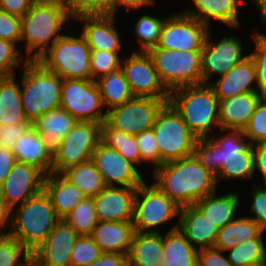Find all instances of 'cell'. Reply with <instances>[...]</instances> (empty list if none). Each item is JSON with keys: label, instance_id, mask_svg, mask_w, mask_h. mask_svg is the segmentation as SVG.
<instances>
[{"label": "cell", "instance_id": "6da1fadb", "mask_svg": "<svg viewBox=\"0 0 266 266\" xmlns=\"http://www.w3.org/2000/svg\"><path fill=\"white\" fill-rule=\"evenodd\" d=\"M219 137L198 138L193 155L212 174L217 184L223 179L253 178L254 154L250 140L243 130H219Z\"/></svg>", "mask_w": 266, "mask_h": 266}, {"label": "cell", "instance_id": "7a4b0ae2", "mask_svg": "<svg viewBox=\"0 0 266 266\" xmlns=\"http://www.w3.org/2000/svg\"><path fill=\"white\" fill-rule=\"evenodd\" d=\"M154 183L179 207L195 205L216 191V177L192 155L163 163L153 172Z\"/></svg>", "mask_w": 266, "mask_h": 266}, {"label": "cell", "instance_id": "3957f363", "mask_svg": "<svg viewBox=\"0 0 266 266\" xmlns=\"http://www.w3.org/2000/svg\"><path fill=\"white\" fill-rule=\"evenodd\" d=\"M69 19L73 18L64 0H35L21 17L20 42H25L26 59L38 60L63 37L61 30Z\"/></svg>", "mask_w": 266, "mask_h": 266}, {"label": "cell", "instance_id": "277c9868", "mask_svg": "<svg viewBox=\"0 0 266 266\" xmlns=\"http://www.w3.org/2000/svg\"><path fill=\"white\" fill-rule=\"evenodd\" d=\"M168 102L198 138L210 137L213 128L220 130L219 99L209 84L176 88Z\"/></svg>", "mask_w": 266, "mask_h": 266}, {"label": "cell", "instance_id": "5b68a950", "mask_svg": "<svg viewBox=\"0 0 266 266\" xmlns=\"http://www.w3.org/2000/svg\"><path fill=\"white\" fill-rule=\"evenodd\" d=\"M59 221L49 196L42 190L11 210L8 234L32 253Z\"/></svg>", "mask_w": 266, "mask_h": 266}, {"label": "cell", "instance_id": "8992f818", "mask_svg": "<svg viewBox=\"0 0 266 266\" xmlns=\"http://www.w3.org/2000/svg\"><path fill=\"white\" fill-rule=\"evenodd\" d=\"M22 67V107L28 121L34 122L60 107L63 78L47 70L38 60H28Z\"/></svg>", "mask_w": 266, "mask_h": 266}, {"label": "cell", "instance_id": "52a82bcc", "mask_svg": "<svg viewBox=\"0 0 266 266\" xmlns=\"http://www.w3.org/2000/svg\"><path fill=\"white\" fill-rule=\"evenodd\" d=\"M152 130L159 149V166L193 155L198 137L169 102L159 112Z\"/></svg>", "mask_w": 266, "mask_h": 266}, {"label": "cell", "instance_id": "ba28073f", "mask_svg": "<svg viewBox=\"0 0 266 266\" xmlns=\"http://www.w3.org/2000/svg\"><path fill=\"white\" fill-rule=\"evenodd\" d=\"M90 47L85 37L64 35L38 59L63 79H91Z\"/></svg>", "mask_w": 266, "mask_h": 266}, {"label": "cell", "instance_id": "9c48e42d", "mask_svg": "<svg viewBox=\"0 0 266 266\" xmlns=\"http://www.w3.org/2000/svg\"><path fill=\"white\" fill-rule=\"evenodd\" d=\"M164 87L172 90L202 84L201 51H178L152 47L147 51Z\"/></svg>", "mask_w": 266, "mask_h": 266}, {"label": "cell", "instance_id": "30bf717a", "mask_svg": "<svg viewBox=\"0 0 266 266\" xmlns=\"http://www.w3.org/2000/svg\"><path fill=\"white\" fill-rule=\"evenodd\" d=\"M137 187L133 225L137 232H160L157 226L180 216V209L154 182ZM154 228V229H153ZM150 229V230H149Z\"/></svg>", "mask_w": 266, "mask_h": 266}, {"label": "cell", "instance_id": "8fae6325", "mask_svg": "<svg viewBox=\"0 0 266 266\" xmlns=\"http://www.w3.org/2000/svg\"><path fill=\"white\" fill-rule=\"evenodd\" d=\"M60 107L77 121L102 124L107 116L97 83L92 79H63Z\"/></svg>", "mask_w": 266, "mask_h": 266}, {"label": "cell", "instance_id": "7c38bea8", "mask_svg": "<svg viewBox=\"0 0 266 266\" xmlns=\"http://www.w3.org/2000/svg\"><path fill=\"white\" fill-rule=\"evenodd\" d=\"M101 125L96 122L78 121L63 138L58 152L53 157L52 173H62L71 166L91 160L101 142Z\"/></svg>", "mask_w": 266, "mask_h": 266}, {"label": "cell", "instance_id": "4fadbf2b", "mask_svg": "<svg viewBox=\"0 0 266 266\" xmlns=\"http://www.w3.org/2000/svg\"><path fill=\"white\" fill-rule=\"evenodd\" d=\"M169 99L134 97L107 111L105 122L112 128L130 135L152 129L161 109Z\"/></svg>", "mask_w": 266, "mask_h": 266}, {"label": "cell", "instance_id": "5bb4252c", "mask_svg": "<svg viewBox=\"0 0 266 266\" xmlns=\"http://www.w3.org/2000/svg\"><path fill=\"white\" fill-rule=\"evenodd\" d=\"M210 27L179 12L166 17L155 47L178 51H202Z\"/></svg>", "mask_w": 266, "mask_h": 266}, {"label": "cell", "instance_id": "9a60e30c", "mask_svg": "<svg viewBox=\"0 0 266 266\" xmlns=\"http://www.w3.org/2000/svg\"><path fill=\"white\" fill-rule=\"evenodd\" d=\"M121 70L135 97L169 99L170 92L161 83L147 51H133L122 59Z\"/></svg>", "mask_w": 266, "mask_h": 266}, {"label": "cell", "instance_id": "2e32d148", "mask_svg": "<svg viewBox=\"0 0 266 266\" xmlns=\"http://www.w3.org/2000/svg\"><path fill=\"white\" fill-rule=\"evenodd\" d=\"M210 32L209 30L201 51L202 84H210L215 74L218 78L223 76L249 55L242 56L243 46L237 36H223L214 43Z\"/></svg>", "mask_w": 266, "mask_h": 266}, {"label": "cell", "instance_id": "e0dca14e", "mask_svg": "<svg viewBox=\"0 0 266 266\" xmlns=\"http://www.w3.org/2000/svg\"><path fill=\"white\" fill-rule=\"evenodd\" d=\"M91 161L101 173L106 186L138 187L144 182L135 164L102 142L93 152Z\"/></svg>", "mask_w": 266, "mask_h": 266}, {"label": "cell", "instance_id": "ac0fdd59", "mask_svg": "<svg viewBox=\"0 0 266 266\" xmlns=\"http://www.w3.org/2000/svg\"><path fill=\"white\" fill-rule=\"evenodd\" d=\"M44 178L35 166L16 162L0 186V198L12 210L42 191Z\"/></svg>", "mask_w": 266, "mask_h": 266}, {"label": "cell", "instance_id": "d6986e66", "mask_svg": "<svg viewBox=\"0 0 266 266\" xmlns=\"http://www.w3.org/2000/svg\"><path fill=\"white\" fill-rule=\"evenodd\" d=\"M79 234L63 219L31 253L32 266H71V252Z\"/></svg>", "mask_w": 266, "mask_h": 266}, {"label": "cell", "instance_id": "ffe728a7", "mask_svg": "<svg viewBox=\"0 0 266 266\" xmlns=\"http://www.w3.org/2000/svg\"><path fill=\"white\" fill-rule=\"evenodd\" d=\"M137 187L106 186L93 197L98 221L133 222Z\"/></svg>", "mask_w": 266, "mask_h": 266}, {"label": "cell", "instance_id": "44dd1931", "mask_svg": "<svg viewBox=\"0 0 266 266\" xmlns=\"http://www.w3.org/2000/svg\"><path fill=\"white\" fill-rule=\"evenodd\" d=\"M114 15H81L74 20L83 22L81 34L91 50L120 52L122 43L115 26Z\"/></svg>", "mask_w": 266, "mask_h": 266}, {"label": "cell", "instance_id": "7402d4cb", "mask_svg": "<svg viewBox=\"0 0 266 266\" xmlns=\"http://www.w3.org/2000/svg\"><path fill=\"white\" fill-rule=\"evenodd\" d=\"M209 85L220 100H225L238 94L257 92L256 70L250 55L236 64L226 74Z\"/></svg>", "mask_w": 266, "mask_h": 266}, {"label": "cell", "instance_id": "603a6c76", "mask_svg": "<svg viewBox=\"0 0 266 266\" xmlns=\"http://www.w3.org/2000/svg\"><path fill=\"white\" fill-rule=\"evenodd\" d=\"M178 229L198 250L214 247L218 228L195 205L180 209Z\"/></svg>", "mask_w": 266, "mask_h": 266}, {"label": "cell", "instance_id": "cb8c5ba5", "mask_svg": "<svg viewBox=\"0 0 266 266\" xmlns=\"http://www.w3.org/2000/svg\"><path fill=\"white\" fill-rule=\"evenodd\" d=\"M262 98L263 96L258 92H249L220 100V129L243 130L248 125L257 104Z\"/></svg>", "mask_w": 266, "mask_h": 266}, {"label": "cell", "instance_id": "d4e9b609", "mask_svg": "<svg viewBox=\"0 0 266 266\" xmlns=\"http://www.w3.org/2000/svg\"><path fill=\"white\" fill-rule=\"evenodd\" d=\"M77 122L67 110L59 107L38 117L32 126L42 136L48 152L54 157L63 138Z\"/></svg>", "mask_w": 266, "mask_h": 266}, {"label": "cell", "instance_id": "484cf974", "mask_svg": "<svg viewBox=\"0 0 266 266\" xmlns=\"http://www.w3.org/2000/svg\"><path fill=\"white\" fill-rule=\"evenodd\" d=\"M134 233L133 222L99 221L89 236L102 252L128 254Z\"/></svg>", "mask_w": 266, "mask_h": 266}, {"label": "cell", "instance_id": "4316f807", "mask_svg": "<svg viewBox=\"0 0 266 266\" xmlns=\"http://www.w3.org/2000/svg\"><path fill=\"white\" fill-rule=\"evenodd\" d=\"M12 151L16 162L33 165L45 175L52 173L53 156L33 126L15 141Z\"/></svg>", "mask_w": 266, "mask_h": 266}, {"label": "cell", "instance_id": "83f0119b", "mask_svg": "<svg viewBox=\"0 0 266 266\" xmlns=\"http://www.w3.org/2000/svg\"><path fill=\"white\" fill-rule=\"evenodd\" d=\"M196 10L185 9L183 13L195 18L210 27V19L226 24V26L239 28L238 18L240 4L245 0H192Z\"/></svg>", "mask_w": 266, "mask_h": 266}, {"label": "cell", "instance_id": "f1b7e54d", "mask_svg": "<svg viewBox=\"0 0 266 266\" xmlns=\"http://www.w3.org/2000/svg\"><path fill=\"white\" fill-rule=\"evenodd\" d=\"M43 190L49 196L56 215L64 219L86 197L82 191L61 173L45 175Z\"/></svg>", "mask_w": 266, "mask_h": 266}, {"label": "cell", "instance_id": "f546056e", "mask_svg": "<svg viewBox=\"0 0 266 266\" xmlns=\"http://www.w3.org/2000/svg\"><path fill=\"white\" fill-rule=\"evenodd\" d=\"M163 236L160 232L135 231L130 251L128 266H163Z\"/></svg>", "mask_w": 266, "mask_h": 266}, {"label": "cell", "instance_id": "4dcf8cb0", "mask_svg": "<svg viewBox=\"0 0 266 266\" xmlns=\"http://www.w3.org/2000/svg\"><path fill=\"white\" fill-rule=\"evenodd\" d=\"M179 223L172 225L163 236V266H197L198 248H195L178 229Z\"/></svg>", "mask_w": 266, "mask_h": 266}, {"label": "cell", "instance_id": "1f68e13d", "mask_svg": "<svg viewBox=\"0 0 266 266\" xmlns=\"http://www.w3.org/2000/svg\"><path fill=\"white\" fill-rule=\"evenodd\" d=\"M216 191L200 199L195 206L213 223L218 229L236 218L240 199L237 193L228 192L227 195L217 196Z\"/></svg>", "mask_w": 266, "mask_h": 266}, {"label": "cell", "instance_id": "d6a6232c", "mask_svg": "<svg viewBox=\"0 0 266 266\" xmlns=\"http://www.w3.org/2000/svg\"><path fill=\"white\" fill-rule=\"evenodd\" d=\"M30 122L25 116L15 75L0 76V125Z\"/></svg>", "mask_w": 266, "mask_h": 266}, {"label": "cell", "instance_id": "836d02e7", "mask_svg": "<svg viewBox=\"0 0 266 266\" xmlns=\"http://www.w3.org/2000/svg\"><path fill=\"white\" fill-rule=\"evenodd\" d=\"M106 111L132 100L133 95L129 83L122 70L103 75L95 80Z\"/></svg>", "mask_w": 266, "mask_h": 266}, {"label": "cell", "instance_id": "e575fe53", "mask_svg": "<svg viewBox=\"0 0 266 266\" xmlns=\"http://www.w3.org/2000/svg\"><path fill=\"white\" fill-rule=\"evenodd\" d=\"M61 174L86 197H94L106 187L101 173L91 160L71 166Z\"/></svg>", "mask_w": 266, "mask_h": 266}, {"label": "cell", "instance_id": "d590c367", "mask_svg": "<svg viewBox=\"0 0 266 266\" xmlns=\"http://www.w3.org/2000/svg\"><path fill=\"white\" fill-rule=\"evenodd\" d=\"M101 142L111 149L118 150L120 155L136 166L141 164L136 136L116 130L104 121L101 125Z\"/></svg>", "mask_w": 266, "mask_h": 266}, {"label": "cell", "instance_id": "8d00e7d4", "mask_svg": "<svg viewBox=\"0 0 266 266\" xmlns=\"http://www.w3.org/2000/svg\"><path fill=\"white\" fill-rule=\"evenodd\" d=\"M263 233L225 251L229 252L227 258L232 266H259L266 263Z\"/></svg>", "mask_w": 266, "mask_h": 266}, {"label": "cell", "instance_id": "74e56055", "mask_svg": "<svg viewBox=\"0 0 266 266\" xmlns=\"http://www.w3.org/2000/svg\"><path fill=\"white\" fill-rule=\"evenodd\" d=\"M63 220L79 235H90L99 222L93 197H84Z\"/></svg>", "mask_w": 266, "mask_h": 266}, {"label": "cell", "instance_id": "f35d334b", "mask_svg": "<svg viewBox=\"0 0 266 266\" xmlns=\"http://www.w3.org/2000/svg\"><path fill=\"white\" fill-rule=\"evenodd\" d=\"M31 257L18 240L9 234L0 235V266H32Z\"/></svg>", "mask_w": 266, "mask_h": 266}, {"label": "cell", "instance_id": "ab89813d", "mask_svg": "<svg viewBox=\"0 0 266 266\" xmlns=\"http://www.w3.org/2000/svg\"><path fill=\"white\" fill-rule=\"evenodd\" d=\"M165 19L166 17L159 19L150 15H143L138 19L134 32L141 51H148L157 45Z\"/></svg>", "mask_w": 266, "mask_h": 266}, {"label": "cell", "instance_id": "60d3db41", "mask_svg": "<svg viewBox=\"0 0 266 266\" xmlns=\"http://www.w3.org/2000/svg\"><path fill=\"white\" fill-rule=\"evenodd\" d=\"M119 53L120 52H111L106 50H91V79L97 80L103 75L120 70L122 58H120Z\"/></svg>", "mask_w": 266, "mask_h": 266}, {"label": "cell", "instance_id": "b9f144b4", "mask_svg": "<svg viewBox=\"0 0 266 266\" xmlns=\"http://www.w3.org/2000/svg\"><path fill=\"white\" fill-rule=\"evenodd\" d=\"M101 254L100 247L89 235H79L71 252V266H87Z\"/></svg>", "mask_w": 266, "mask_h": 266}, {"label": "cell", "instance_id": "7bdbcfd3", "mask_svg": "<svg viewBox=\"0 0 266 266\" xmlns=\"http://www.w3.org/2000/svg\"><path fill=\"white\" fill-rule=\"evenodd\" d=\"M252 38L255 42V50L249 55L255 65L257 92L266 97V35L256 31Z\"/></svg>", "mask_w": 266, "mask_h": 266}, {"label": "cell", "instance_id": "ee69618b", "mask_svg": "<svg viewBox=\"0 0 266 266\" xmlns=\"http://www.w3.org/2000/svg\"><path fill=\"white\" fill-rule=\"evenodd\" d=\"M72 18L81 15H113V0H64Z\"/></svg>", "mask_w": 266, "mask_h": 266}, {"label": "cell", "instance_id": "f6af8a7d", "mask_svg": "<svg viewBox=\"0 0 266 266\" xmlns=\"http://www.w3.org/2000/svg\"><path fill=\"white\" fill-rule=\"evenodd\" d=\"M243 131L252 144L266 141V97H263L257 104Z\"/></svg>", "mask_w": 266, "mask_h": 266}, {"label": "cell", "instance_id": "bcb514c9", "mask_svg": "<svg viewBox=\"0 0 266 266\" xmlns=\"http://www.w3.org/2000/svg\"><path fill=\"white\" fill-rule=\"evenodd\" d=\"M16 45L11 41L0 39V76L15 75V69L21 63H27L28 60L24 59ZM23 59L24 61H22Z\"/></svg>", "mask_w": 266, "mask_h": 266}, {"label": "cell", "instance_id": "7dc6e473", "mask_svg": "<svg viewBox=\"0 0 266 266\" xmlns=\"http://www.w3.org/2000/svg\"><path fill=\"white\" fill-rule=\"evenodd\" d=\"M262 232L260 226L250 217H236L231 221L232 248L246 240L257 238Z\"/></svg>", "mask_w": 266, "mask_h": 266}, {"label": "cell", "instance_id": "c3c4849f", "mask_svg": "<svg viewBox=\"0 0 266 266\" xmlns=\"http://www.w3.org/2000/svg\"><path fill=\"white\" fill-rule=\"evenodd\" d=\"M135 136L140 151L141 163L153 164V171H155L159 167V149L153 130H145Z\"/></svg>", "mask_w": 266, "mask_h": 266}, {"label": "cell", "instance_id": "681fc988", "mask_svg": "<svg viewBox=\"0 0 266 266\" xmlns=\"http://www.w3.org/2000/svg\"><path fill=\"white\" fill-rule=\"evenodd\" d=\"M0 39L19 43L21 39V17L0 9Z\"/></svg>", "mask_w": 266, "mask_h": 266}, {"label": "cell", "instance_id": "f907efd6", "mask_svg": "<svg viewBox=\"0 0 266 266\" xmlns=\"http://www.w3.org/2000/svg\"><path fill=\"white\" fill-rule=\"evenodd\" d=\"M262 185H252L253 191V201L251 204V213L255 214V217H251L262 229L266 230V184H264V188L261 187Z\"/></svg>", "mask_w": 266, "mask_h": 266}, {"label": "cell", "instance_id": "816d5d0a", "mask_svg": "<svg viewBox=\"0 0 266 266\" xmlns=\"http://www.w3.org/2000/svg\"><path fill=\"white\" fill-rule=\"evenodd\" d=\"M32 127V122L0 125V148L13 149L15 141Z\"/></svg>", "mask_w": 266, "mask_h": 266}, {"label": "cell", "instance_id": "f5cc1de1", "mask_svg": "<svg viewBox=\"0 0 266 266\" xmlns=\"http://www.w3.org/2000/svg\"><path fill=\"white\" fill-rule=\"evenodd\" d=\"M223 252L214 247L199 249L197 266H232Z\"/></svg>", "mask_w": 266, "mask_h": 266}, {"label": "cell", "instance_id": "db71d44e", "mask_svg": "<svg viewBox=\"0 0 266 266\" xmlns=\"http://www.w3.org/2000/svg\"><path fill=\"white\" fill-rule=\"evenodd\" d=\"M87 266H128V254L102 252L98 259Z\"/></svg>", "mask_w": 266, "mask_h": 266}, {"label": "cell", "instance_id": "11a10c76", "mask_svg": "<svg viewBox=\"0 0 266 266\" xmlns=\"http://www.w3.org/2000/svg\"><path fill=\"white\" fill-rule=\"evenodd\" d=\"M35 0H0V9L19 17H22Z\"/></svg>", "mask_w": 266, "mask_h": 266}, {"label": "cell", "instance_id": "9f6ffc18", "mask_svg": "<svg viewBox=\"0 0 266 266\" xmlns=\"http://www.w3.org/2000/svg\"><path fill=\"white\" fill-rule=\"evenodd\" d=\"M254 154V170H258L266 184V141L252 144Z\"/></svg>", "mask_w": 266, "mask_h": 266}, {"label": "cell", "instance_id": "6f0895ef", "mask_svg": "<svg viewBox=\"0 0 266 266\" xmlns=\"http://www.w3.org/2000/svg\"><path fill=\"white\" fill-rule=\"evenodd\" d=\"M16 163L14 153L11 149L0 148V186Z\"/></svg>", "mask_w": 266, "mask_h": 266}, {"label": "cell", "instance_id": "680465c9", "mask_svg": "<svg viewBox=\"0 0 266 266\" xmlns=\"http://www.w3.org/2000/svg\"><path fill=\"white\" fill-rule=\"evenodd\" d=\"M214 248L226 251L232 248L231 222L218 229L217 240Z\"/></svg>", "mask_w": 266, "mask_h": 266}, {"label": "cell", "instance_id": "91938a15", "mask_svg": "<svg viewBox=\"0 0 266 266\" xmlns=\"http://www.w3.org/2000/svg\"><path fill=\"white\" fill-rule=\"evenodd\" d=\"M154 3V0H113V15L115 16L116 12L122 6L128 8V10H135L143 6H152Z\"/></svg>", "mask_w": 266, "mask_h": 266}, {"label": "cell", "instance_id": "94428289", "mask_svg": "<svg viewBox=\"0 0 266 266\" xmlns=\"http://www.w3.org/2000/svg\"><path fill=\"white\" fill-rule=\"evenodd\" d=\"M10 213L11 210L5 205L3 200L0 198V235H7L9 233L7 231L4 232L3 228L5 230L6 227L10 226Z\"/></svg>", "mask_w": 266, "mask_h": 266}, {"label": "cell", "instance_id": "6125c7cd", "mask_svg": "<svg viewBox=\"0 0 266 266\" xmlns=\"http://www.w3.org/2000/svg\"><path fill=\"white\" fill-rule=\"evenodd\" d=\"M260 12L262 22L266 24V0H251Z\"/></svg>", "mask_w": 266, "mask_h": 266}]
</instances>
